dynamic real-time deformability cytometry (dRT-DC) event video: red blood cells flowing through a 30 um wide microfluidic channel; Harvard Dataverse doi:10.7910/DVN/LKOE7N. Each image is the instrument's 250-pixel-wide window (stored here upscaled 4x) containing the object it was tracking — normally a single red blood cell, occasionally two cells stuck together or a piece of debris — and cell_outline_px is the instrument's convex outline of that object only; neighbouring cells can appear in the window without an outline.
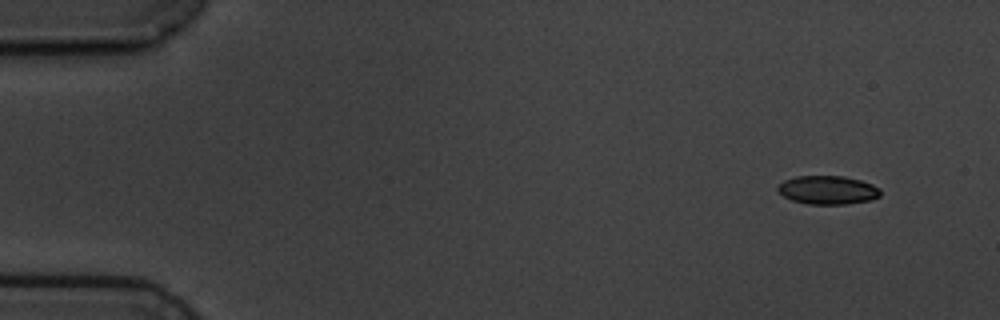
{"species": "common noctule bat (a hibernating species)", "species_latin": "Nyctalus noctula", "temperature_condition": "cold", "stored_images_in_passage": 4, "camera_frame_rate_fps": 3000, "um_per_image_px": 0.085, "animal": {"sex": "male", "body_mass_g": 19.5, "forearm_length_mm": 54.6}, "frame": {"image": 1, "passage_image": 1, "time_ms": 0.0, "image_size_px": [1000, 320], "cell_outline_px": [[880, 196], [868, 200], [848, 204], [808, 204], [792, 200], [784, 196], [776, 188], [784, 180], [796, 176], [844, 176], [860, 180], [872, 184], [880, 188]], "centroid_in_image_um": [70.36, 16.14], "position_along_channel_um": 14.6, "area_um2": 16.99}}